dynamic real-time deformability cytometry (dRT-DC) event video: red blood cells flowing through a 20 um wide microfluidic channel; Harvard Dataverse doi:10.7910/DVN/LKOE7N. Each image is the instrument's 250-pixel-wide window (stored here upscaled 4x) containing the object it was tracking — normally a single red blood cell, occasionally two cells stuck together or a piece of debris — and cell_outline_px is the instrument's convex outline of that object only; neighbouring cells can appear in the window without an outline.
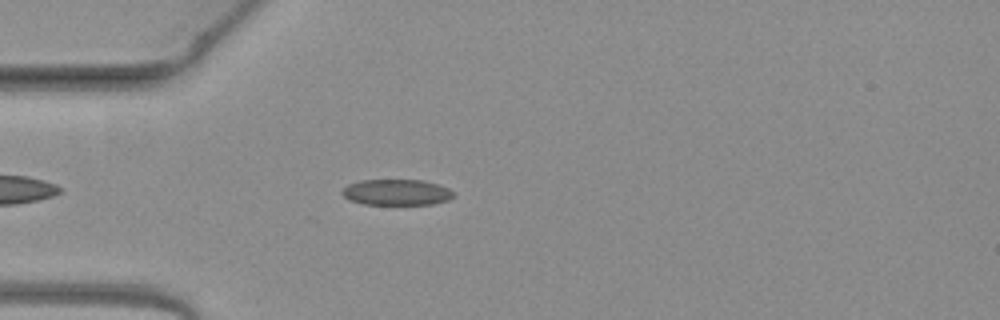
{"species": "common noctule bat (a hibernating species)", "species_latin": "Nyctalus noctula", "temperature_condition": "warm", "stored_images_in_passage": 41, "camera_frame_rate_fps": 3000, "um_per_image_px": 0.085, "animal": {"sex": "female", "body_mass_g": 19.3, "forearm_length_mm": 54.1}, "frame": {"image": 1, "passage_image": 5, "time_ms": 1.333, "image_size_px": [1000, 320], "cell_outline_px": [[456, 196], [448, 200], [432, 204], [364, 204], [348, 200], [340, 192], [348, 184], [360, 180], [420, 180], [440, 184], [456, 192]], "centroid_in_image_um": [33.74, 16.34], "position_along_channel_um": 51.3, "area_um2": 16.99}}
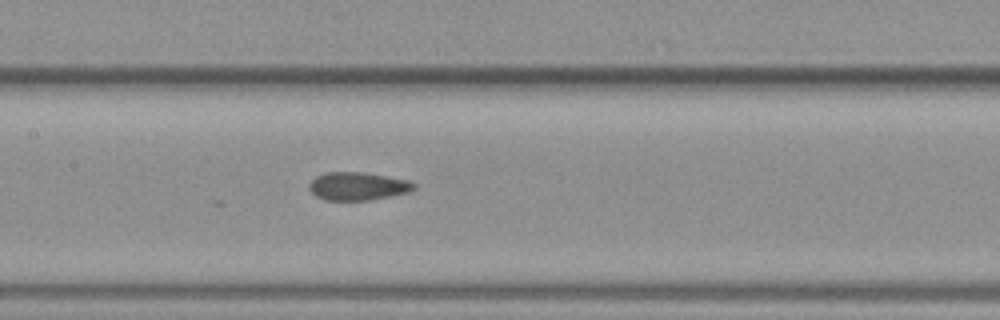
{"frame": {"image": 2, "passage_image": 15, "time_ms": 4.667, "image_size_px": [1000, 320], "cell_outline_px": [[416, 188], [408, 192], [368, 200], [324, 200], [316, 196], [308, 188], [308, 184], [316, 176], [324, 172], [364, 172], [408, 180], [416, 184]], "centroid_in_image_um": [30.38, 15.82], "position_along_channel_um": 177.0, "area_um2": 17.11}}
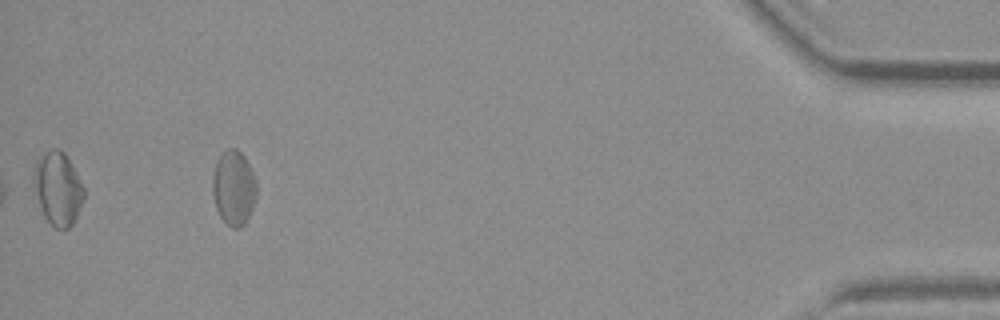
{"frame": {"image": 3, "passage_image": 38, "time_ms": 12.333, "image_size_px": [1000, 320], "cell_outline_px": [[256, 196], [252, 208], [244, 224], [240, 228], [232, 228], [220, 216], [216, 208], [212, 192], [212, 180], [216, 164], [220, 156], [228, 148], [236, 148], [244, 156], [256, 180]], "centroid_in_image_um": [19.86, 15.97], "position_along_channel_um": 415.3, "area_um2": 18.9}}